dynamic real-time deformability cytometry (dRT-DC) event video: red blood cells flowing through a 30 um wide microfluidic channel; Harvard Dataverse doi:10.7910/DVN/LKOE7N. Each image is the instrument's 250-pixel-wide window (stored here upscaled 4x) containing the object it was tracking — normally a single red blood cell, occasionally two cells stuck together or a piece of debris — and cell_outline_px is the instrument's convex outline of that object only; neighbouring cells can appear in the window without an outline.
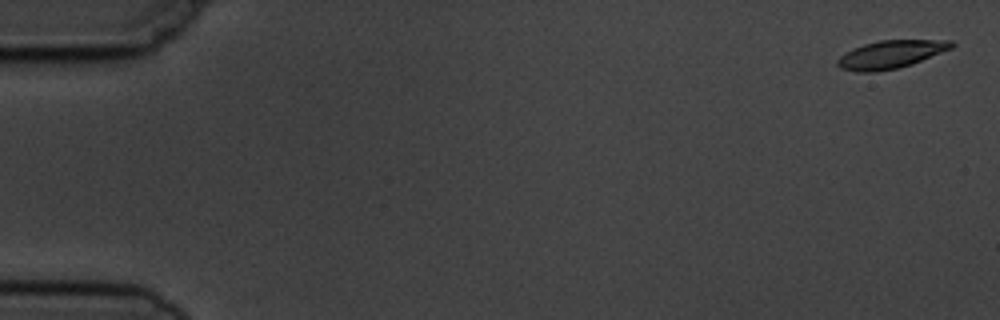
{"species": "common noctule bat (a hibernating species)", "species_latin": "Nyctalus noctula", "temperature_condition": "cold", "stored_images_in_passage": 13, "camera_frame_rate_fps": 3000, "um_per_image_px": 0.085, "animal": {"sex": "male", "body_mass_g": 19.5, "forearm_length_mm": 54.6}, "frame": {"image": 1, "passage_image": 1, "time_ms": 0.0, "image_size_px": [1000, 320], "cell_outline_px": [[956, 44], [952, 48], [912, 64], [896, 68], [876, 72], [856, 72], [840, 68], [836, 64], [836, 60], [840, 56], [864, 44], [880, 40], [952, 40]], "centroid_in_image_um": [75.72, 4.63], "position_along_channel_um": 9.3, "area_um2": 18.44}}
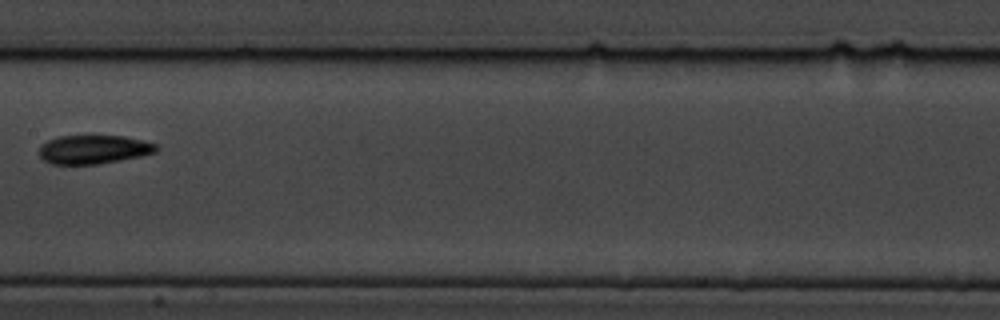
{"frame": {"image": 2, "passage_image": 8, "time_ms": 9.0, "image_size_px": [1000, 320], "cell_outline_px": [[160, 148], [156, 152], [140, 156], [120, 160], [96, 164], [52, 164], [44, 160], [40, 156], [40, 144], [56, 136], [124, 136], [156, 144]], "centroid_in_image_um": [7.94, 12.7], "position_along_channel_um": 199.5, "area_um2": 19.54}}
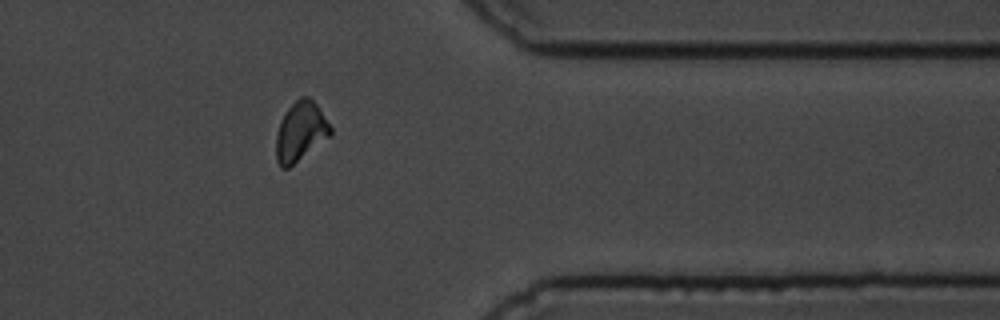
{"frame": {"image": 3, "passage_image": 13, "time_ms": 14.333, "image_size_px": [1000, 320], "cell_outline_px": [[332, 136], [288, 168], [280, 168], [276, 160], [276, 136], [280, 120], [288, 108], [300, 96], [308, 96], [316, 104], [332, 128]], "centroid_in_image_um": [25.55, 11.2], "position_along_channel_um": 385.9, "area_um2": 18.9}, "authors_computed_cell_mechanics": {"area_um2": 19.3052, "velocity_mm_per_s": 3.7143, "shape_relaxation_time_tau1_ms": 4.6818, "shape_relaxation_time_tau2_ms": 4.425, "deformation_change_tau1": 0.1178, "deformation_change_tau2": 0.0844}}